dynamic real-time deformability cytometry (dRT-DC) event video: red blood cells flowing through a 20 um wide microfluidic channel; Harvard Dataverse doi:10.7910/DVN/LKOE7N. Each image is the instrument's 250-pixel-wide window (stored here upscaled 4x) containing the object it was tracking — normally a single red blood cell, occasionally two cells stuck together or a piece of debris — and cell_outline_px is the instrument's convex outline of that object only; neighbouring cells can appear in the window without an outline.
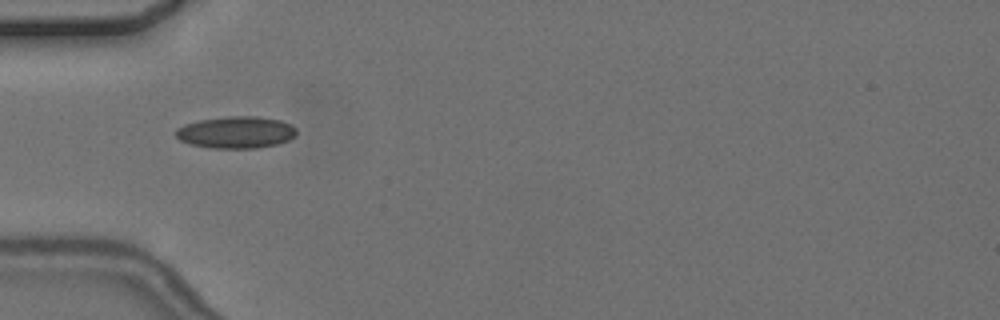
{"species": "common noctule bat (a hibernating species)", "species_latin": "Nyctalus noctula", "temperature_condition": "cold", "stored_images_in_passage": 4, "camera_frame_rate_fps": 3000, "um_per_image_px": 0.085, "animal": {"sex": "female", "body_mass_g": 24.6, "forearm_length_mm": 56.2}, "frame": {"image": 1, "passage_image": 1, "time_ms": 0.0, "image_size_px": [1000, 320], "cell_outline_px": [[296, 136], [288, 140], [276, 144], [256, 148], [212, 148], [192, 144], [180, 140], [176, 136], [176, 128], [184, 124], [200, 120], [228, 116], [260, 116], [280, 120], [292, 124], [296, 128]], "centroid_in_image_um": [20.09, 11.23], "position_along_channel_um": 64.9, "area_um2": 22.48}}
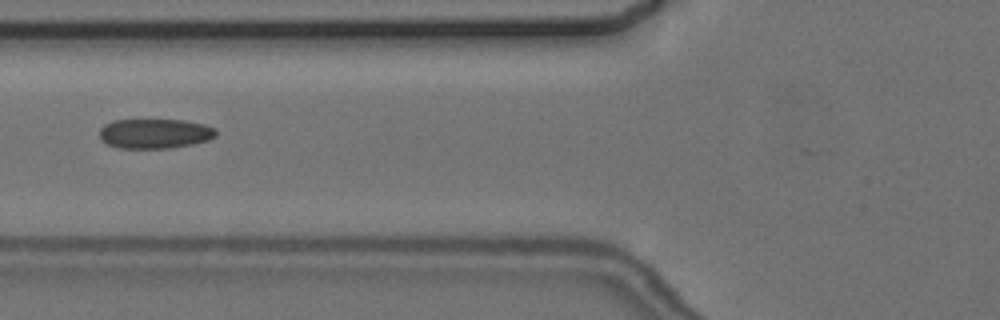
{"frame": {"image": 2, "passage_image": 2, "time_ms": 1.333, "image_size_px": [1000, 320], "cell_outline_px": [[216, 136], [208, 140], [192, 144], [168, 148], [116, 148], [100, 140], [100, 128], [104, 124], [112, 120], [184, 120], [204, 124], [216, 128]], "centroid_in_image_um": [13.14, 11.35], "position_along_channel_um": 112.7, "area_um2": 20.29}}
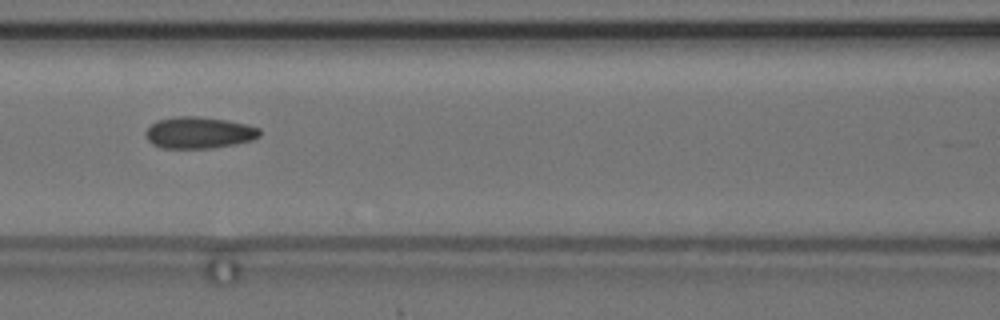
{"frame": {"image": 3, "passage_image": 3, "time_ms": 2.333, "image_size_px": [1000, 320], "cell_outline_px": [[260, 136], [252, 140], [236, 144], [212, 148], [160, 148], [152, 144], [148, 140], [144, 132], [156, 120], [176, 116], [196, 116], [224, 120], [248, 124], [260, 128]], "centroid_in_image_um": [16.9, 11.28], "position_along_channel_um": 149.7, "area_um2": 21.1}}